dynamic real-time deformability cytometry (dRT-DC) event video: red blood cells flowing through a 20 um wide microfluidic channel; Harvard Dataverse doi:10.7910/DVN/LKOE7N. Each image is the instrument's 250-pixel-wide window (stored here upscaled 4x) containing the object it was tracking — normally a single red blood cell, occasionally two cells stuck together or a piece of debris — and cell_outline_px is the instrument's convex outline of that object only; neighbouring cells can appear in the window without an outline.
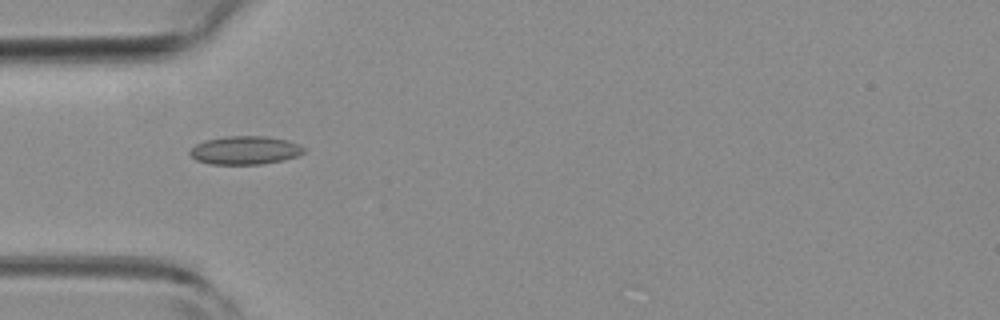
{"species": "common noctule bat (a hibernating species)", "species_latin": "Nyctalus noctula", "temperature_condition": "room temperature", "stored_images_in_passage": 7, "camera_frame_rate_fps": 3000, "um_per_image_px": 0.085, "animal": {"sex": "female", "body_mass_g": 19.3, "forearm_length_mm": 54.1}, "frame": {"image": 1, "passage_image": 5, "time_ms": 1.333, "image_size_px": [1000, 320], "cell_outline_px": [[308, 148], [304, 152], [296, 156], [284, 160], [264, 164], [208, 164], [196, 160], [188, 152], [196, 144], [204, 140], [224, 136], [268, 136], [288, 140], [300, 144]], "centroid_in_image_um": [20.86, 12.76], "position_along_channel_um": 64.1, "area_um2": 19.13}}
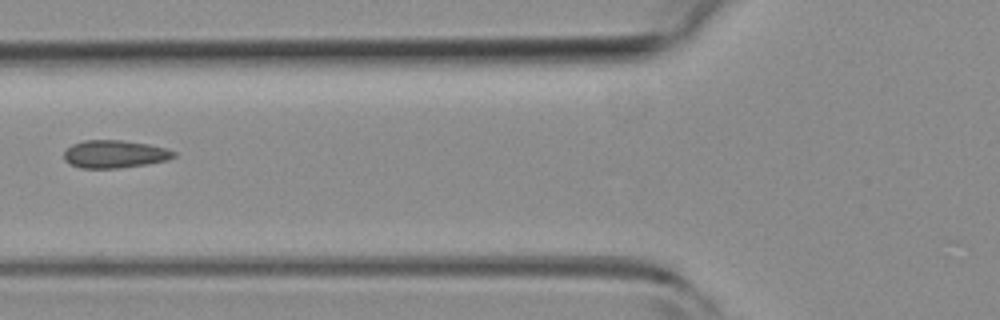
{"frame": {"image": 2, "passage_image": 6, "time_ms": 1.667, "image_size_px": [1000, 320], "cell_outline_px": [[176, 156], [168, 160], [148, 164], [120, 168], [80, 168], [68, 164], [64, 160], [64, 152], [72, 144], [84, 140], [120, 140], [148, 144], [168, 148], [176, 152]], "centroid_in_image_um": [9.76, 13.1], "position_along_channel_um": 116.0, "area_um2": 17.98}}
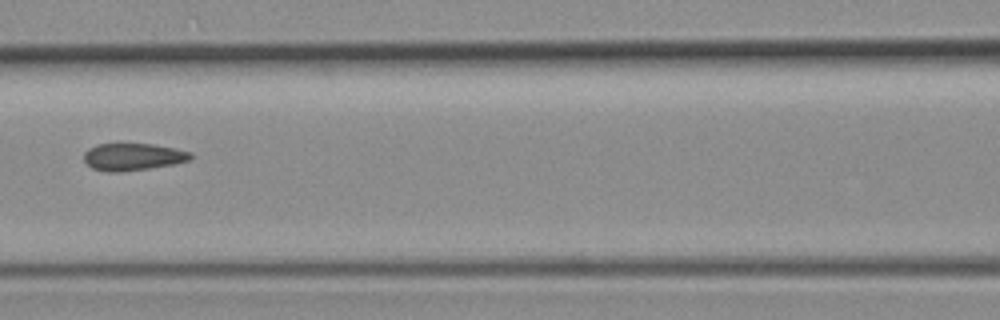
{"frame": {"image": 3, "passage_image": 7, "time_ms": 2.0, "image_size_px": [1000, 320], "cell_outline_px": [[192, 160], [172, 164], [148, 168], [120, 172], [108, 172], [92, 168], [84, 160], [84, 152], [88, 148], [96, 144], [152, 144], [192, 152]], "centroid_in_image_um": [11.28, 13.33], "position_along_channel_um": 155.3, "area_um2": 16.82}}